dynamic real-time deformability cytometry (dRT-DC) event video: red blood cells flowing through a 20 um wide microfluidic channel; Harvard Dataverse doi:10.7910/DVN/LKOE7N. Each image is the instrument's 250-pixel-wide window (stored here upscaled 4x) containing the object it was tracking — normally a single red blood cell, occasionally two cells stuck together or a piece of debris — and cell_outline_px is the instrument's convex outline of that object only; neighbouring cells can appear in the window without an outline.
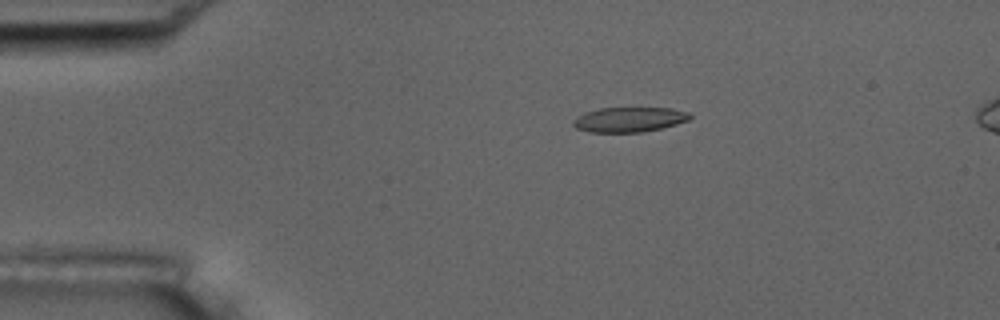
{"species": "common noctule bat (a hibernating species)", "species_latin": "Nyctalus noctula", "temperature_condition": "room temperature", "stored_images_in_passage": 7, "camera_frame_rate_fps": 3000, "um_per_image_px": 0.085, "animal": {"sex": "male", "body_mass_g": 17.5, "forearm_length_mm": 52.3}, "frame": {"image": 1, "passage_image": 3, "time_ms": 0.667, "image_size_px": [1000, 320], "cell_outline_px": [[692, 116], [688, 120], [676, 124], [644, 132], [588, 132], [576, 128], [572, 124], [572, 120], [576, 116], [584, 112], [600, 108], [672, 108], [688, 112]], "centroid_in_image_um": [53.44, 10.16], "position_along_channel_um": 31.6, "area_um2": 16.99}}